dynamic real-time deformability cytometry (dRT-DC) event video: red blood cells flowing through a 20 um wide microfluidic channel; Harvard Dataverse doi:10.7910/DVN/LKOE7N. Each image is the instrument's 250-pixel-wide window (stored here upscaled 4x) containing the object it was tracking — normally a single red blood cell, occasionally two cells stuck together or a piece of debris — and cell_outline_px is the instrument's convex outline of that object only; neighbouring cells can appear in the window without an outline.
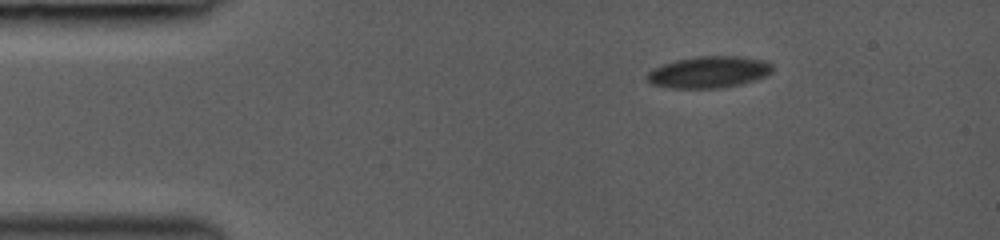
{"species": "common noctule bat (a hibernating species)", "species_latin": "Nyctalus noctula", "temperature_condition": "room temperature", "stored_images_in_passage": 14, "camera_frame_rate_fps": 3000, "um_per_image_px": 0.085, "animal": {"sex": "female", "body_mass_g": 19.0, "forearm_length_mm": 53.3}, "frame": {"image": 1, "passage_image": 1, "time_ms": 0.0, "image_size_px": [1000, 240], "cell_outline_px": [[772, 72], [764, 76], [740, 84], [724, 88], [672, 88], [652, 84], [644, 76], [652, 68], [676, 60], [696, 56], [740, 56], [764, 60], [772, 64]], "centroid_in_image_um": [60.23, 6.12], "position_along_channel_um": 24.8, "area_um2": 23.12}}
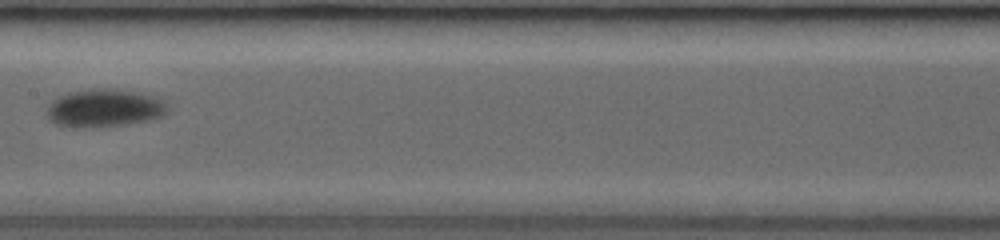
{"frame": {"image": 2, "passage_image": 7, "time_ms": 6.0, "image_size_px": [1000, 240], "cell_outline_px": [[168, 108], [164, 116], [148, 120], [124, 124], [92, 128], [80, 128], [56, 124], [48, 120], [48, 104], [52, 100], [68, 92], [88, 88], [108, 88], [136, 92], [164, 100], [168, 104]], "centroid_in_image_um": [8.85, 9.19], "position_along_channel_um": 198.6, "area_um2": 26.82}}
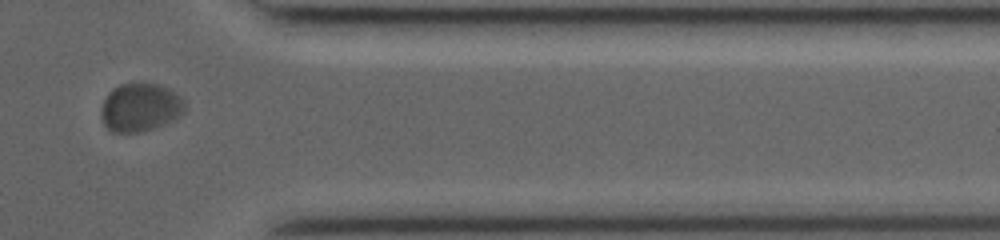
{"frame": {"image": 3, "passage_image": 12, "time_ms": 11.0, "image_size_px": [1000, 240], "cell_outline_px": [[184, 112], [176, 120], [144, 132], [112, 132], [104, 124], [100, 112], [100, 108], [108, 92], [112, 88], [120, 84], [160, 84], [180, 96], [184, 100]], "centroid_in_image_um": [11.92, 9.15], "position_along_channel_um": 399.5, "area_um2": 23.7}, "authors_computed_cell_mechanics": {"area_um2": 24.4783, "velocity_mm_per_s": 4.0707, "shape_relaxation_time_tau1_ms": 2.3769, "shape_relaxation_time_tau2_ms": null, "deformation_change_tau1": 0.0577, "deformation_change_tau2": null}}